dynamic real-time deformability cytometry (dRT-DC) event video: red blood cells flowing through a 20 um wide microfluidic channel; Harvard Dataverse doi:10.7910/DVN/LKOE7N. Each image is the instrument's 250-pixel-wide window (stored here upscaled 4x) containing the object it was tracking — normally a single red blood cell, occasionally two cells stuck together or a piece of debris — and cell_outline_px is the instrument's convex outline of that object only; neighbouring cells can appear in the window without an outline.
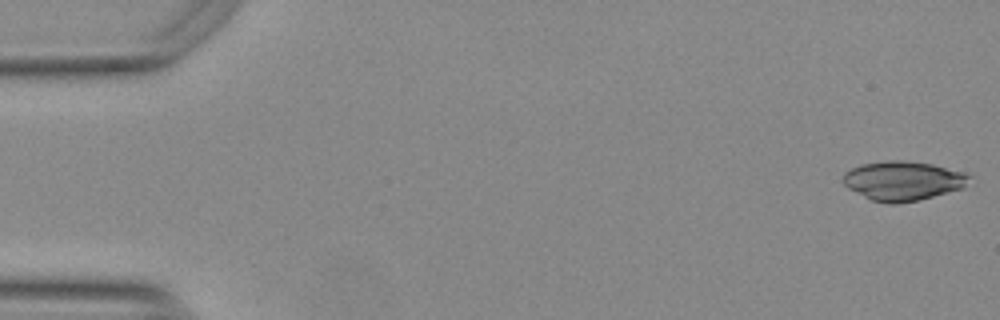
{"species": "Egyptian fruit bat (a non-hibernating species)", "species_latin": "Rousettus aegyptiacus", "temperature_condition": "warm", "stored_images_in_passage": 54, "camera_frame_rate_fps": 3000, "um_per_image_px": 0.085, "animal": {"sex": "female"}, "frame": {"image": 1, "passage_image": 1, "time_ms": 0.0, "image_size_px": [1000, 320], "cell_outline_px": [[972, 176], [964, 188], [920, 200], [896, 204], [892, 204], [872, 200], [848, 188], [840, 180], [844, 172], [860, 164], [888, 160], [904, 160], [932, 164], [964, 172]], "centroid_in_image_um": [76.75, 15.36], "position_along_channel_um": 8.3, "area_um2": 29.13}}
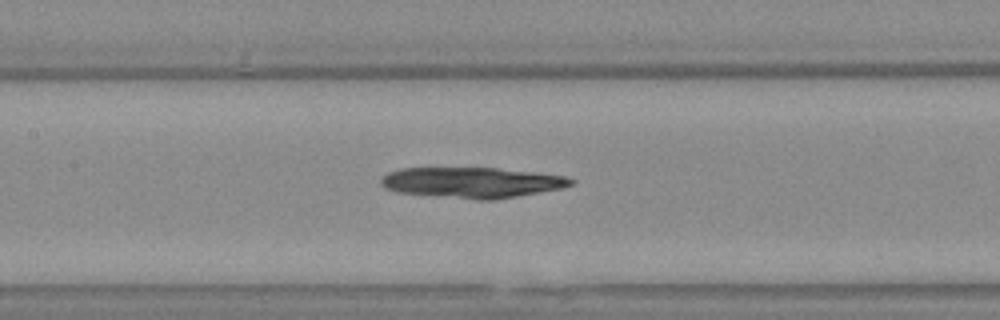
{"frame": {"image": 2, "passage_image": 25, "time_ms": 8.0, "image_size_px": [1000, 320], "cell_outline_px": [[576, 180], [572, 184], [560, 188], [496, 200], [476, 200], [396, 192], [384, 188], [380, 184], [380, 180], [388, 172], [400, 168], [496, 168], [532, 172], [564, 176]], "centroid_in_image_um": [40.06, 15.52], "position_along_channel_um": 167.3, "area_um2": 33.81}}
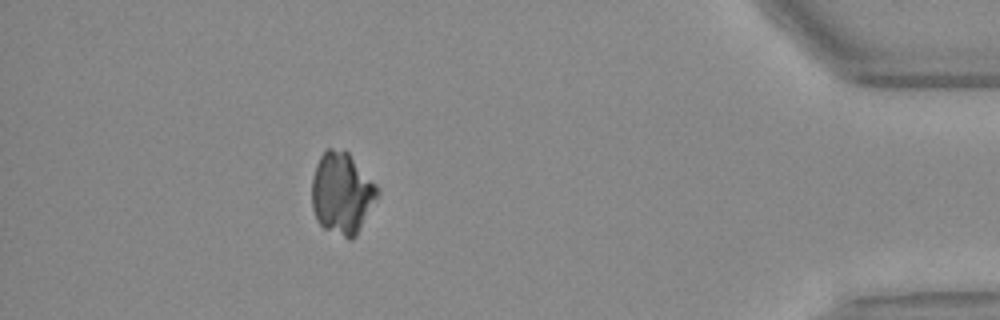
{"frame": {"image": 3, "passage_image": 48, "time_ms": 15.667, "image_size_px": [1000, 320], "cell_outline_px": [[380, 192], [356, 236], [352, 240], [348, 240], [324, 228], [316, 220], [312, 208], [312, 180], [316, 164], [320, 156], [328, 148], [344, 148], [348, 152], [376, 184]], "centroid_in_image_um": [29.05, 16.42], "position_along_channel_um": 406.1, "area_um2": 31.39}}